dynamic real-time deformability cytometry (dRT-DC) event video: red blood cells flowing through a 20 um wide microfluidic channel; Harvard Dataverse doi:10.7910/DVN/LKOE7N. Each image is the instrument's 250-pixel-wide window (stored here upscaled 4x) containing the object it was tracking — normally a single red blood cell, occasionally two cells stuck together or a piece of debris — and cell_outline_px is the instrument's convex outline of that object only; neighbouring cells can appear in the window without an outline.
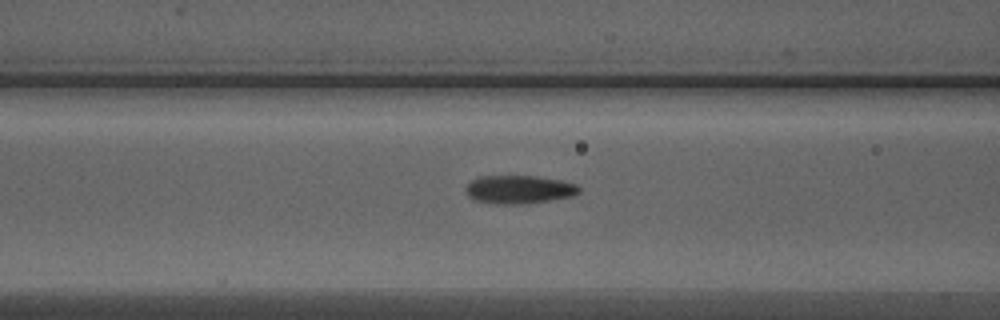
{"species": "Egyptian fruit bat (a non-hibernating species)", "species_latin": "Rousettus aegyptiacus", "temperature_condition": "warm", "stored_images_in_passage": 36, "camera_frame_rate_fps": 3000, "um_per_image_px": 0.085, "animal": {"sex": "male"}, "frame": {"image": 1, "passage_image": 16, "time_ms": 5.0, "image_size_px": [1000, 320], "cell_outline_px": [[580, 192], [572, 196], [524, 204], [492, 204], [476, 200], [468, 196], [464, 192], [464, 188], [472, 180], [480, 176], [536, 176], [560, 180], [576, 184], [580, 188]], "centroid_in_image_um": [44.08, 16.11], "position_along_channel_um": 122.5, "area_um2": 18.73}}
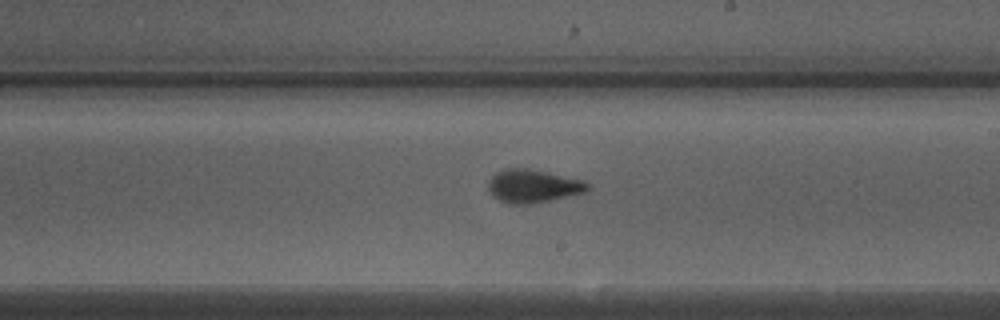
{"frame": {"image": 2, "passage_image": 25, "time_ms": 8.0, "image_size_px": [1000, 320], "cell_outline_px": [[588, 188], [584, 192], [552, 200], [532, 204], [508, 204], [492, 196], [488, 188], [488, 180], [496, 172], [504, 168], [528, 168], [548, 172], [580, 180], [588, 184]], "centroid_in_image_um": [45.23, 15.82], "position_along_channel_um": 243.8, "area_um2": 19.13}}
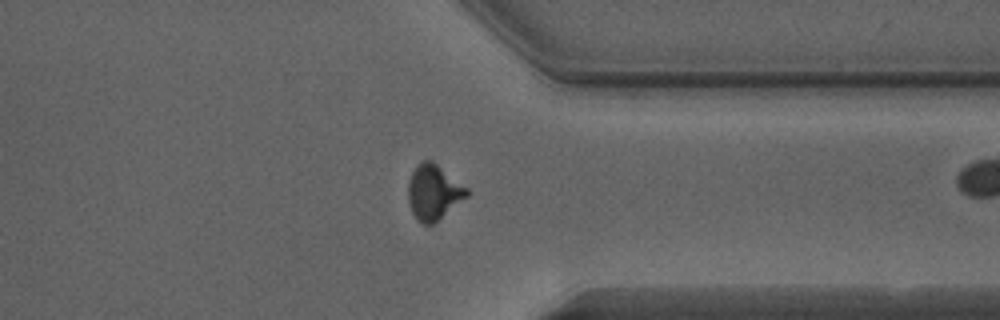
{"frame": {"image": 3, "passage_image": 35, "time_ms": 11.333, "image_size_px": [1000, 320], "cell_outline_px": [[468, 196], [432, 224], [424, 224], [412, 212], [408, 204], [408, 180], [416, 164], [420, 160], [432, 160], [468, 188]], "centroid_in_image_um": [36.84, 16.29], "position_along_channel_um": 374.6, "area_um2": 18.73}}